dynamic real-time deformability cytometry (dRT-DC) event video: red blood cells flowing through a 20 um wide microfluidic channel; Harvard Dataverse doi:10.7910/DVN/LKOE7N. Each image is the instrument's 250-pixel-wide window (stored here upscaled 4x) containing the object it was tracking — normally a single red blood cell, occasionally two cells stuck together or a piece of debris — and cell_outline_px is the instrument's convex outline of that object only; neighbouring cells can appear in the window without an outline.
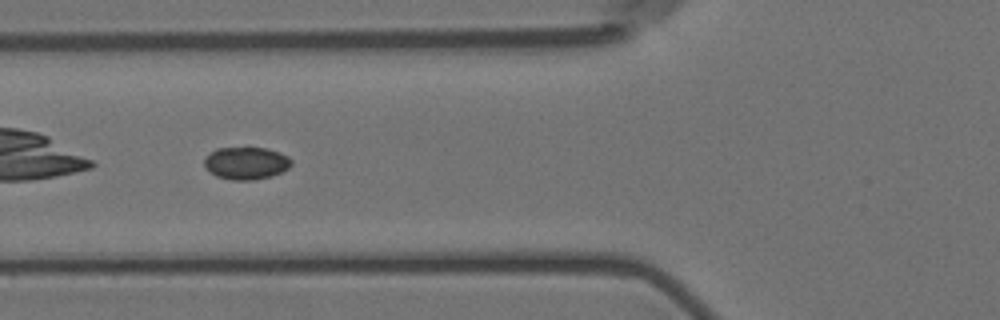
{"species": "Egyptian fruit bat (a non-hibernating species)", "species_latin": "Rousettus aegyptiacus", "temperature_condition": "room temperature", "stored_images_in_passage": 40, "camera_frame_rate_fps": 3000, "um_per_image_px": 0.085, "animal": {"sex": "female"}, "frame": {"image": 1, "passage_image": 5, "time_ms": 1.333, "image_size_px": [1000, 320], "cell_outline_px": [[292, 164], [288, 168], [272, 176], [252, 180], [232, 180], [216, 176], [204, 164], [204, 160], [216, 148], [268, 148], [280, 152], [288, 156], [292, 160]], "centroid_in_image_um": [20.97, 13.86], "position_along_channel_um": 104.8, "area_um2": 16.3}}
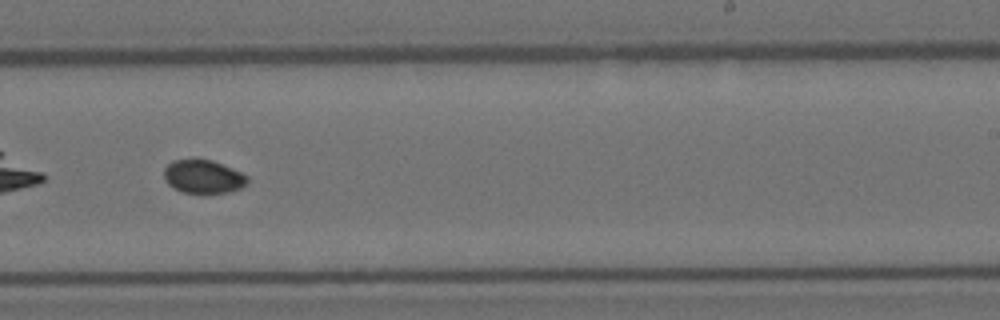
{"frame": {"image": 2, "passage_image": 19, "time_ms": 6.0, "image_size_px": [1000, 320], "cell_outline_px": [[248, 184], [240, 188], [228, 192], [204, 196], [184, 192], [168, 184], [164, 180], [164, 168], [172, 160], [212, 160], [232, 168], [248, 176]], "centroid_in_image_um": [17.29, 15.06], "position_along_channel_um": 271.7, "area_um2": 16.59}}
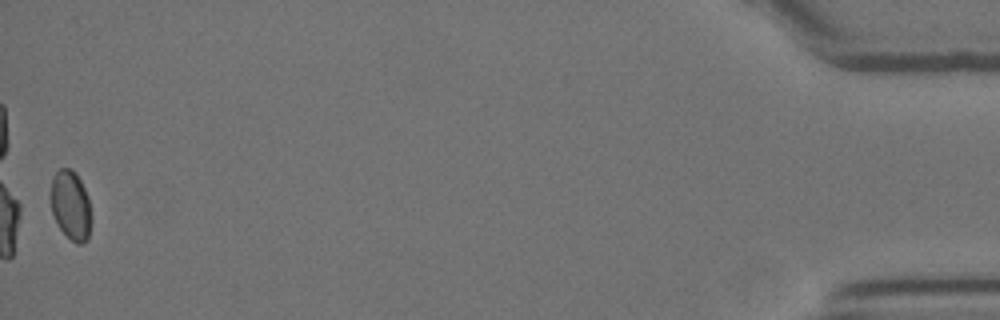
{"frame": {"image": 3, "passage_image": 40, "time_ms": 13.0, "image_size_px": [1000, 320], "cell_outline_px": [[92, 216], [88, 240], [80, 244], [76, 244], [60, 228], [52, 212], [48, 196], [48, 192], [52, 176], [60, 168], [72, 168], [76, 172], [88, 196]], "centroid_in_image_um": [5.99, 17.41], "position_along_channel_um": 429.2, "area_um2": 16.88}}